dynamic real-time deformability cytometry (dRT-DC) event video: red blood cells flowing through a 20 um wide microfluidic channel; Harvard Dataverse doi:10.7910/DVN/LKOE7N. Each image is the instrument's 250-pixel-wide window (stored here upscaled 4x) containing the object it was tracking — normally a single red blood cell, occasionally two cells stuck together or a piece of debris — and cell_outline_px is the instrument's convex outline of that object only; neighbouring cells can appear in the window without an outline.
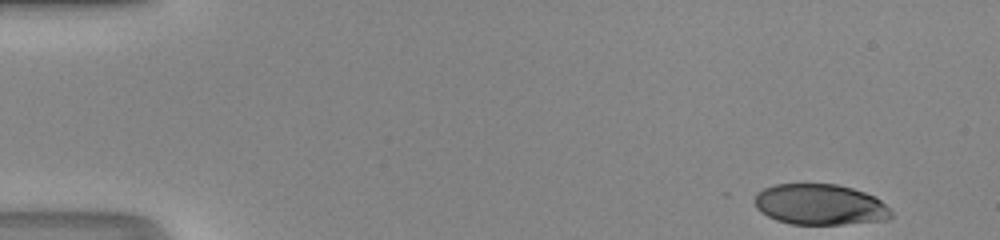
{"species": "human", "species_latin": "Homo sapiens", "temperature_condition": "room temperature", "stored_images_in_passage": 47, "camera_frame_rate_fps": 3000, "um_per_image_px": 0.085, "donor": {"sex": "male"}, "frame": {"image": 1, "passage_image": 1, "time_ms": 0.0, "image_size_px": [1000, 240], "cell_outline_px": [[892, 216], [888, 220], [844, 224], [792, 224], [776, 220], [760, 212], [756, 208], [752, 200], [764, 188], [776, 184], [836, 184], [852, 188], [876, 196], [892, 212]], "centroid_in_image_um": [69.7, 17.39], "position_along_channel_um": 15.3, "area_um2": 32.54}}
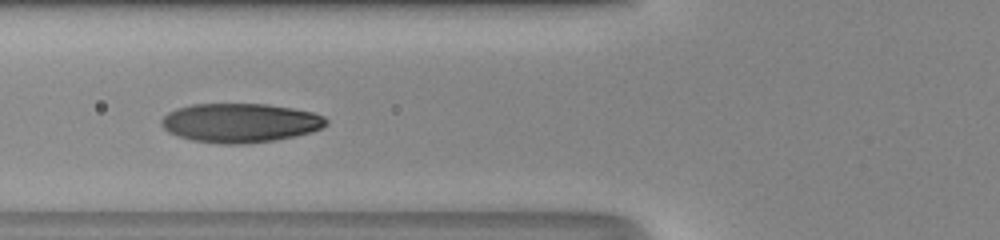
{"frame": {"image": 2, "passage_image": 17, "time_ms": 5.333, "image_size_px": [1000, 240], "cell_outline_px": [[328, 124], [312, 132], [296, 136], [276, 140], [244, 144], [224, 144], [192, 140], [168, 132], [160, 124], [160, 120], [168, 112], [176, 108], [192, 104], [268, 104], [292, 108], [312, 112], [324, 116], [328, 120]], "centroid_in_image_um": [20.42, 10.44], "position_along_channel_um": 105.4, "area_um2": 37.69}}
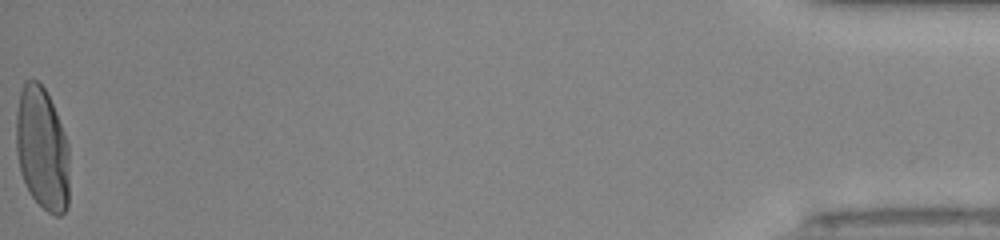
{"frame": {"image": 3, "passage_image": 47, "time_ms": 15.333, "image_size_px": [1000, 240], "cell_outline_px": [[68, 208], [60, 216], [56, 216], [48, 212], [32, 196], [20, 172], [16, 152], [16, 112], [20, 92], [24, 80], [36, 80], [44, 88], [56, 112], [64, 132], [68, 144]], "centroid_in_image_um": [3.57, 12.64], "position_along_channel_um": 431.6, "area_um2": 38.15}, "authors_computed_cell_mechanics": {"area_um2": 35.9516, "velocity_mm_per_s": 4.2576, "shape_relaxation_time_tau1_ms": 2.9074, "shape_relaxation_time_tau2_ms": null, "deformation_change_tau1": 0.1977, "deformation_change_tau2": null}}